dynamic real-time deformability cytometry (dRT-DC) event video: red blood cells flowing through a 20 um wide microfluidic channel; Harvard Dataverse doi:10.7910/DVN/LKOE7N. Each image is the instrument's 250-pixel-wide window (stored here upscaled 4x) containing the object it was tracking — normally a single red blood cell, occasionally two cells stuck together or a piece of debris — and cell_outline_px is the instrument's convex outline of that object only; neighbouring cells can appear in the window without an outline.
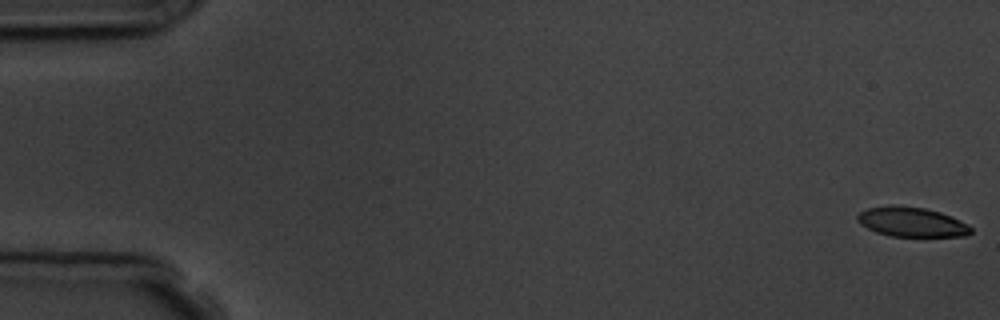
{"species": "common noctule bat (a hibernating species)", "species_latin": "Nyctalus noctula", "temperature_condition": "room temperature", "stored_images_in_passage": 5, "camera_frame_rate_fps": 3000, "um_per_image_px": 0.085, "animal": {"sex": "male", "body_mass_g": 19.5, "forearm_length_mm": 54.6}, "frame": {"image": 1, "passage_image": 1, "time_ms": 0.0, "image_size_px": [1000, 320], "cell_outline_px": [[972, 232], [968, 236], [892, 236], [876, 232], [860, 224], [856, 220], [856, 216], [860, 212], [868, 208], [888, 204], [892, 204], [924, 208], [940, 212], [960, 220], [968, 224], [972, 228]], "centroid_in_image_um": [77.48, 18.86], "position_along_channel_um": 7.5, "area_um2": 19.71}}
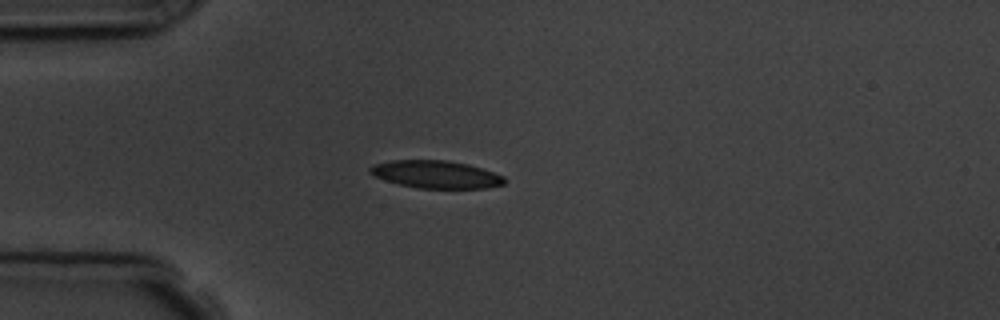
{"frame": {"image": 2, "passage_image": 5, "time_ms": 4.667, "image_size_px": [1000, 320], "cell_outline_px": [[508, 180], [504, 184], [488, 188], [416, 188], [384, 180], [368, 172], [368, 168], [372, 164], [392, 160], [448, 160], [468, 164], [504, 176]], "centroid_in_image_um": [37.05, 14.82], "position_along_channel_um": 47.9, "area_um2": 21.73}}